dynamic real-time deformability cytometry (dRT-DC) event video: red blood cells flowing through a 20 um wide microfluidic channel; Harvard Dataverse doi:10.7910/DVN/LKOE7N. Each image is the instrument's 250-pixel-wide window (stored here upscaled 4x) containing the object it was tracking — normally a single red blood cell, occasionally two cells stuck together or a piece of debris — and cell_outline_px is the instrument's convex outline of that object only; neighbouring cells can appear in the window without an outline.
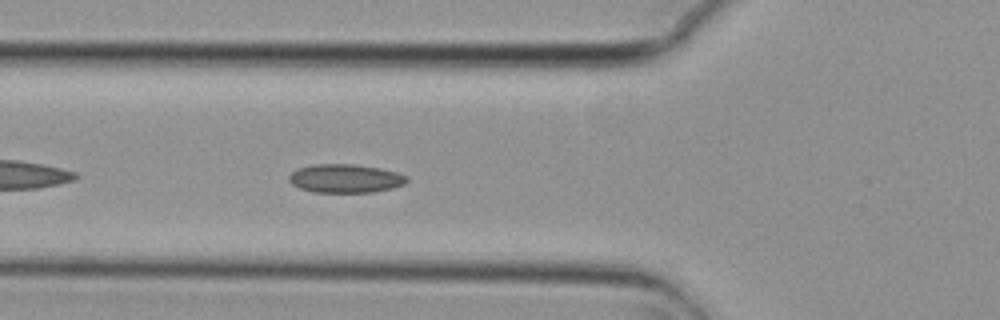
{"species": "common noctule bat (a hibernating species)", "species_latin": "Nyctalus noctula", "temperature_condition": "cold", "stored_images_in_passage": 43, "camera_frame_rate_fps": 3000, "um_per_image_px": 0.085, "animal": {"sex": "female", "body_mass_g": 29.2, "forearm_length_mm": 56.3}, "frame": {"image": 1, "passage_image": 6, "time_ms": 1.667, "image_size_px": [1000, 320], "cell_outline_px": [[408, 180], [404, 184], [392, 188], [372, 192], [312, 192], [300, 188], [292, 184], [288, 180], [288, 176], [296, 168], [312, 164], [352, 164], [380, 168], [396, 172], [408, 176]], "centroid_in_image_um": [29.33, 15.16], "position_along_channel_um": 96.5, "area_um2": 19.71}}
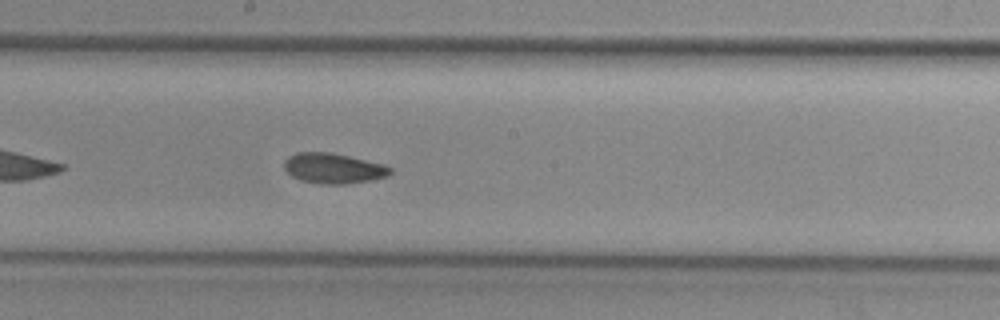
{"frame": {"image": 2, "passage_image": 16, "time_ms": 5.0, "image_size_px": [1000, 320], "cell_outline_px": [[392, 172], [388, 176], [372, 180], [344, 184], [320, 184], [300, 180], [292, 176], [284, 168], [284, 160], [288, 156], [296, 152], [328, 152], [348, 156], [384, 164], [392, 168]], "centroid_in_image_um": [28.33, 14.31], "position_along_channel_um": 219.9, "area_um2": 18.79}}
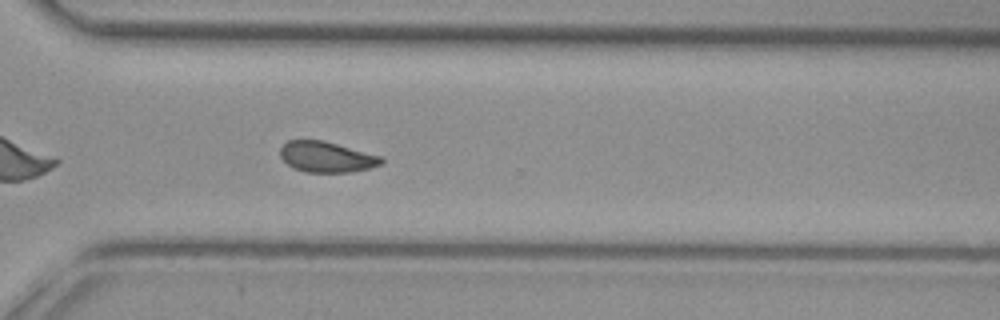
{"frame": {"image": 3, "passage_image": 26, "time_ms": 8.333, "image_size_px": [1000, 320], "cell_outline_px": [[384, 160], [380, 164], [368, 168], [348, 172], [304, 172], [292, 168], [280, 156], [280, 148], [288, 140], [324, 140], [384, 156]], "centroid_in_image_um": [27.76, 13.33], "position_along_channel_um": 342.8, "area_um2": 18.21}, "authors_computed_cell_mechanics": {"area_um2": 18.6694, "velocity_mm_per_s": 3.6928, "shape_relaxation_time_tau1_ms": null, "shape_relaxation_time_tau2_ms": 2.4393, "deformation_change_tau1": null, "deformation_change_tau2": 0.0734}}